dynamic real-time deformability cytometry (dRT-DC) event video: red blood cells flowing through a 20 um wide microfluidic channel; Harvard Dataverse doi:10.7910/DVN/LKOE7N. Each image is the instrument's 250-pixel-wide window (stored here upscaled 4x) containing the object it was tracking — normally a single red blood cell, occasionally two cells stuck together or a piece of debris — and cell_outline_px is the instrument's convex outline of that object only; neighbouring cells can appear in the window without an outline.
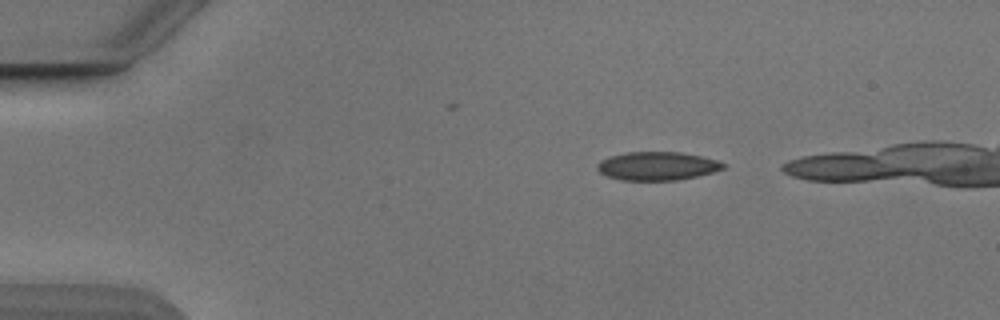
{"species": "Egyptian fruit bat (a non-hibernating species)", "species_latin": "Rousettus aegyptiacus", "temperature_condition": "cold", "stored_images_in_passage": 38, "camera_frame_rate_fps": 3000, "um_per_image_px": 0.085, "animal": {"sex": "male"}, "frame": {"image": 1, "passage_image": 1, "time_ms": 0.0, "image_size_px": [1000, 320], "cell_outline_px": [[728, 164], [724, 168], [712, 172], [680, 180], [620, 180], [608, 176], [600, 172], [596, 168], [596, 164], [600, 160], [612, 156], [628, 152], [680, 152], [720, 160]], "centroid_in_image_um": [55.89, 14.11], "position_along_channel_um": 29.1, "area_um2": 20.92}}
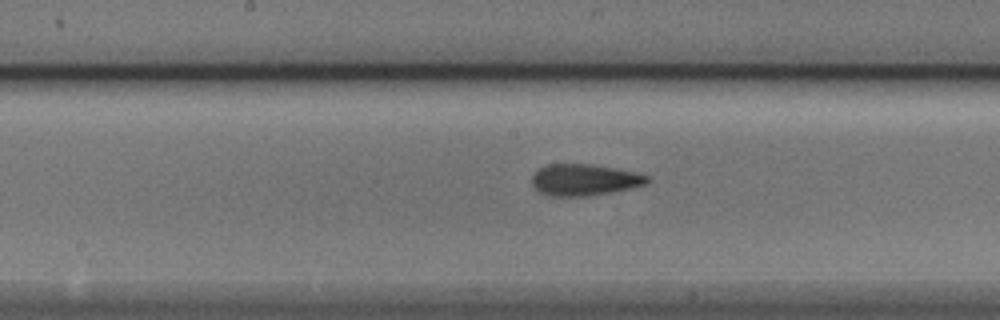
{"frame": {"image": 2, "passage_image": 19, "time_ms": 6.0, "image_size_px": [1000, 320], "cell_outline_px": [[648, 180], [644, 184], [632, 188], [612, 192], [584, 196], [548, 196], [540, 192], [532, 184], [532, 176], [540, 168], [548, 164], [592, 164], [616, 168], [636, 172], [648, 176]], "centroid_in_image_um": [49.66, 15.28], "position_along_channel_um": 198.5, "area_um2": 21.04}}
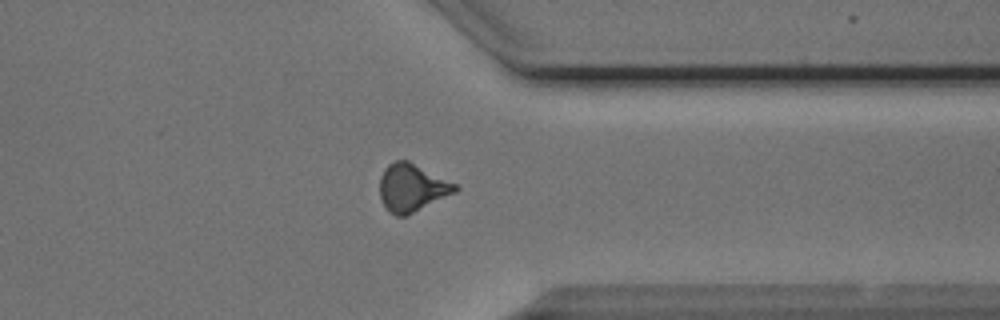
{"frame": {"image": 3, "passage_image": 33, "time_ms": 10.667, "image_size_px": [1000, 320], "cell_outline_px": [[460, 188], [456, 192], [408, 216], [396, 216], [388, 212], [380, 196], [380, 176], [384, 168], [388, 164], [396, 160], [408, 160], [456, 184]], "centroid_in_image_um": [35.01, 15.97], "position_along_channel_um": 376.4, "area_um2": 21.1}}